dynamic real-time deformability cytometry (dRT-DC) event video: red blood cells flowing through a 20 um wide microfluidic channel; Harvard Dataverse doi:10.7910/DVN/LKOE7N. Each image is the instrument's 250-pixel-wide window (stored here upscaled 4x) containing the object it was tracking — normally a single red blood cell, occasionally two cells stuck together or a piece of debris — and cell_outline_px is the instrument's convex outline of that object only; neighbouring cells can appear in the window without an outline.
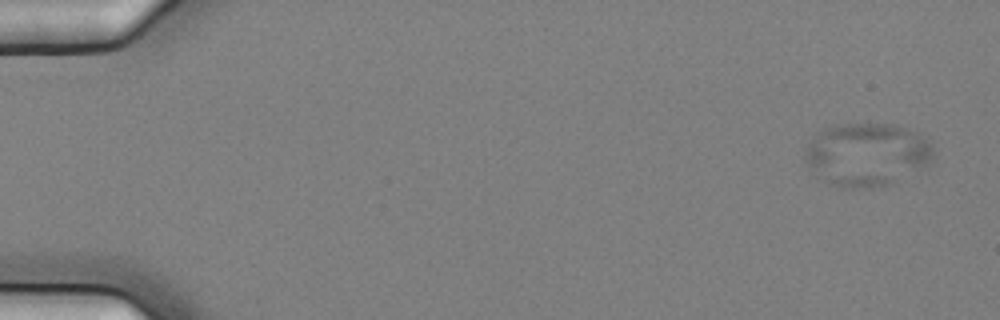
{"species": "common noctule bat (a hibernating species)", "species_latin": "Nyctalus noctula", "temperature_condition": "cold", "stored_images_in_passage": 9, "camera_frame_rate_fps": 3000, "um_per_image_px": 0.085, "animal": {"sex": "female", "body_mass_g": 25.1}, "frame": {"image": 1, "passage_image": 1, "time_ms": 0.0, "image_size_px": [1000, 320], "cell_outline_px": [[936, 156], [928, 164], [892, 184], [880, 188], [840, 188], [828, 184], [820, 180], [816, 176], [808, 164], [804, 156], [808, 144], [812, 136], [816, 132], [832, 124], [896, 124], [928, 136]], "centroid_in_image_um": [73.69, 13.13], "position_along_channel_um": 11.3, "area_um2": 48.32}}
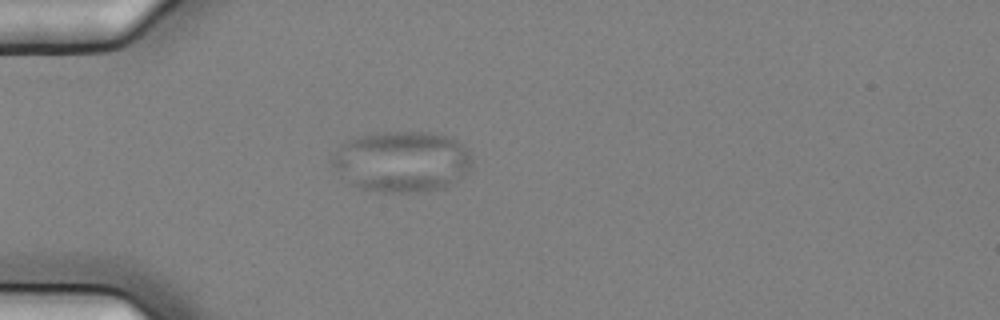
{"frame": {"image": 2, "passage_image": 4, "time_ms": 1.0, "image_size_px": [1000, 320], "cell_outline_px": [[472, 168], [468, 172], [444, 188], [420, 192], [380, 192], [360, 188], [352, 184], [332, 164], [332, 160], [340, 144], [348, 140], [360, 136], [376, 132], [436, 132], [448, 136], [456, 140], [472, 156]], "centroid_in_image_um": [34.2, 13.72], "position_along_channel_um": 50.8, "area_um2": 49.53}}
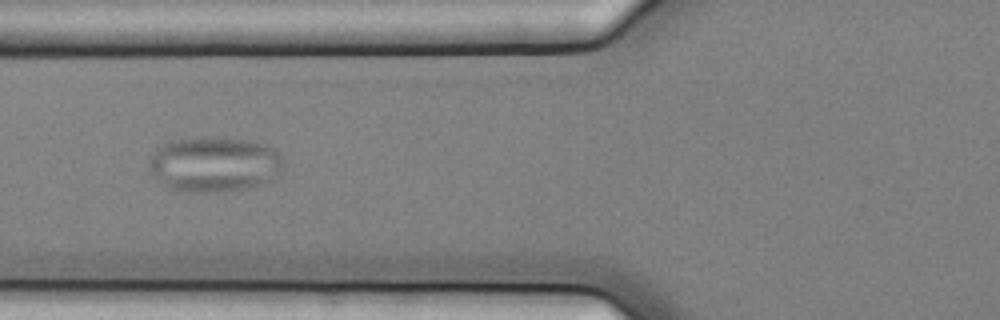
{"frame": {"image": 3, "passage_image": 6, "time_ms": 1.667, "image_size_px": [1000, 320], "cell_outline_px": [[284, 164], [280, 172], [276, 176], [260, 184], [244, 188], [208, 192], [196, 192], [172, 188], [160, 184], [148, 168], [148, 156], [156, 148], [172, 140], [208, 136], [252, 140], [272, 148], [284, 160]], "centroid_in_image_um": [18.16, 13.93], "position_along_channel_um": 107.6, "area_um2": 43.23}}